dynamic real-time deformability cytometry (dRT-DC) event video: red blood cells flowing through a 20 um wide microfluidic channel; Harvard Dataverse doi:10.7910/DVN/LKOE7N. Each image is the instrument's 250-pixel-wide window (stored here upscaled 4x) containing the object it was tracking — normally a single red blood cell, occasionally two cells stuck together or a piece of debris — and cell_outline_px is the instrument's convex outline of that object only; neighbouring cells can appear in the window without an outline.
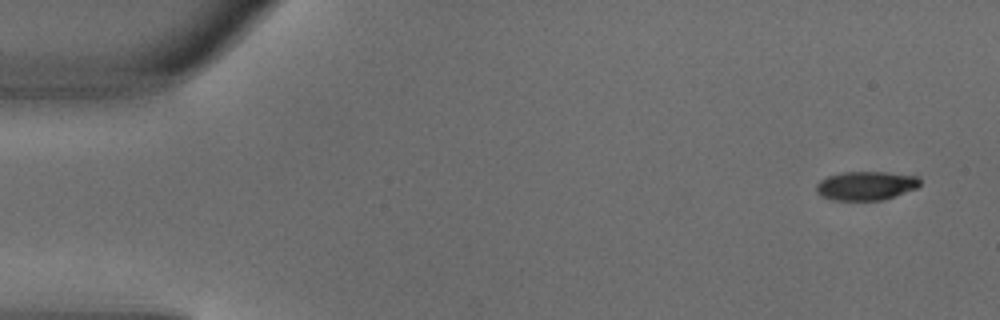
{"species": "common noctule bat (a hibernating species)", "species_latin": "Nyctalus noctula", "temperature_condition": "warm", "stored_images_in_passage": 5, "camera_frame_rate_fps": 3000, "um_per_image_px": 0.085, "animal": {"sex": "male", "body_mass_g": 18.8}, "frame": {"image": 1, "passage_image": 1, "time_ms": 0.0, "image_size_px": [1000, 320], "cell_outline_px": [[920, 184], [916, 188], [884, 200], [832, 200], [820, 196], [816, 192], [816, 184], [820, 180], [828, 176], [844, 172], [888, 172], [920, 176]], "centroid_in_image_um": [73.6, 15.78], "position_along_channel_um": 11.4, "area_um2": 17.57}}